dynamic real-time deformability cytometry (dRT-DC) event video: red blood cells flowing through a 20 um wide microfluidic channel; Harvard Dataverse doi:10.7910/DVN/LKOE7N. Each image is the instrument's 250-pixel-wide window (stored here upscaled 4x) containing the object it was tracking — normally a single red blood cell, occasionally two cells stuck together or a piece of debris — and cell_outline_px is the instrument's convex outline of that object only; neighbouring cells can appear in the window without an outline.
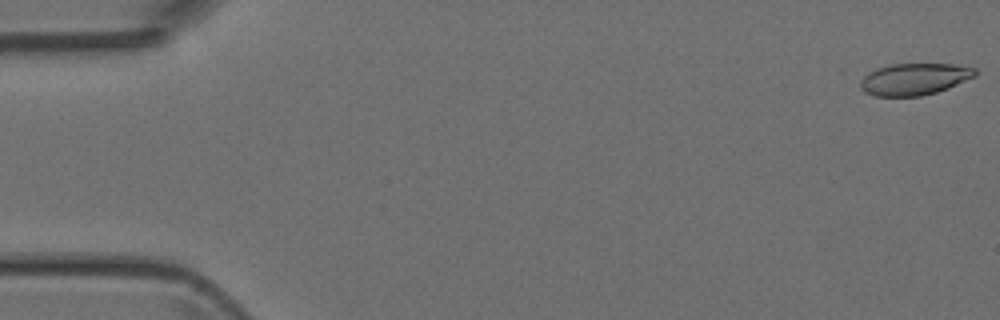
{"species": "Egyptian fruit bat (a non-hibernating species)", "species_latin": "Rousettus aegyptiacus", "temperature_condition": "room temperature", "stored_images_in_passage": 3, "camera_frame_rate_fps": 3000, "um_per_image_px": 0.085, "animal": {"sex": "female"}, "frame": {"image": 1, "passage_image": 1, "time_ms": 0.0, "image_size_px": [1000, 320], "cell_outline_px": [[976, 76], [948, 88], [936, 92], [920, 96], [872, 96], [864, 92], [860, 88], [860, 76], [876, 68], [892, 64], [956, 64], [976, 68]], "centroid_in_image_um": [77.68, 6.72], "position_along_channel_um": 7.3, "area_um2": 21.5}}